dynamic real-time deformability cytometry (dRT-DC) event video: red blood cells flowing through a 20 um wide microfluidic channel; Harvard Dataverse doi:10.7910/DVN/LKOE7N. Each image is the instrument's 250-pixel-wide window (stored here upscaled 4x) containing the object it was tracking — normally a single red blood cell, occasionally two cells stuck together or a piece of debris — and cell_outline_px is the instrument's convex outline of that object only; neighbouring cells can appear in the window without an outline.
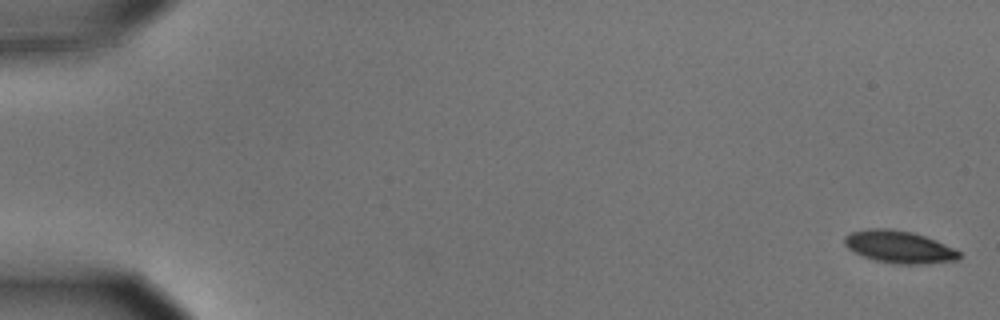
{"species": "common noctule bat (a hibernating species)", "species_latin": "Nyctalus noctula", "temperature_condition": "cold", "stored_images_in_passage": 5, "camera_frame_rate_fps": 3000, "um_per_image_px": 0.085, "animal": {"sex": "male", "body_mass_g": 15.6}, "frame": {"image": 1, "passage_image": 1, "time_ms": 0.0, "image_size_px": [1000, 320], "cell_outline_px": [[960, 256], [956, 260], [924, 264], [900, 264], [876, 260], [864, 256], [848, 248], [844, 244], [844, 236], [852, 232], [868, 228], [892, 228], [912, 232], [936, 240], [960, 252]], "centroid_in_image_um": [76.41, 20.97], "position_along_channel_um": 8.6, "area_um2": 21.39}}
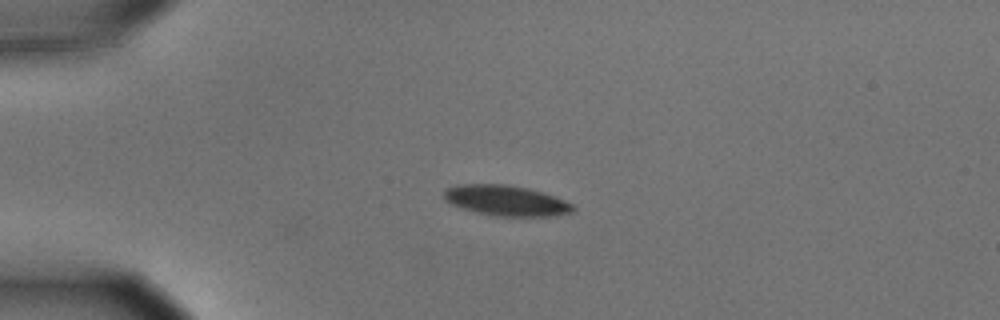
{"frame": {"image": 2, "passage_image": 4, "time_ms": 1.0, "image_size_px": [1000, 320], "cell_outline_px": [[576, 208], [572, 212], [548, 216], [496, 216], [476, 212], [452, 204], [444, 200], [444, 192], [448, 188], [460, 184], [504, 184], [524, 188], [540, 192], [564, 200], [572, 204]], "centroid_in_image_um": [43.0, 17.05], "position_along_channel_um": 42.0, "area_um2": 22.43}}